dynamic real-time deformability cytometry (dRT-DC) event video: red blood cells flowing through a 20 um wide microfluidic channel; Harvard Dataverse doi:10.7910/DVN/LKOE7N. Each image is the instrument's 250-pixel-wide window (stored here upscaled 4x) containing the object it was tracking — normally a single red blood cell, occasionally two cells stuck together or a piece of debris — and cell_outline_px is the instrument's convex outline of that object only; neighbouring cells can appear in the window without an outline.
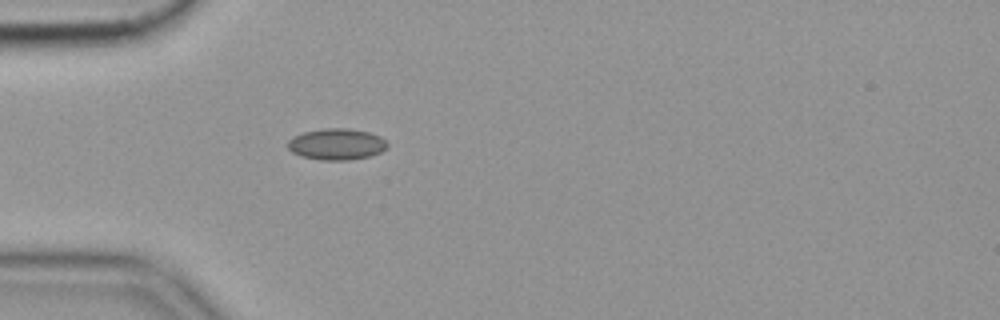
{"species": "common noctule bat (a hibernating species)", "species_latin": "Nyctalus noctula", "temperature_condition": "cold", "stored_images_in_passage": 41, "camera_frame_rate_fps": 3000, "um_per_image_px": 0.085, "animal": {"sex": "female", "body_mass_g": 19.9}, "frame": {"image": 1, "passage_image": 1, "time_ms": 0.0, "image_size_px": [1000, 320], "cell_outline_px": [[388, 148], [380, 152], [368, 156], [348, 160], [320, 160], [300, 156], [292, 152], [288, 148], [288, 140], [292, 136], [304, 132], [324, 128], [348, 128], [368, 132], [380, 136], [388, 144]], "centroid_in_image_um": [28.59, 12.25], "position_along_channel_um": 56.4, "area_um2": 18.21}, "authors_computed_cell_mechanics": {"area_um2": 16.7042, "velocity_mm_per_s": 3.5584, "shape_relaxation_time_tau1_ms": 5.6747, "shape_relaxation_time_tau2_ms": null, "deformation_change_tau1": 0.062, "deformation_change_tau2": null}}